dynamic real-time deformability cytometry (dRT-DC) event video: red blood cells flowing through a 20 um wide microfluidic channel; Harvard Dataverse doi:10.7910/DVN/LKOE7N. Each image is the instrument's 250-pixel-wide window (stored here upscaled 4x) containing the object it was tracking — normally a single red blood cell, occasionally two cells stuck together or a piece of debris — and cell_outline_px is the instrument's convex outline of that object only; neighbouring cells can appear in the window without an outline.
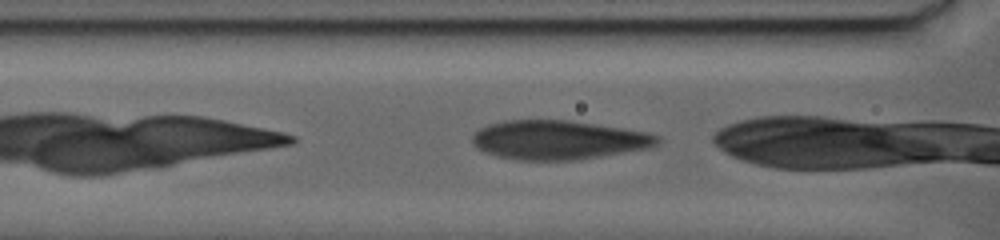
{"species": "human", "species_latin": "Homo sapiens", "temperature_condition": "warm", "stored_images_in_passage": 78, "camera_frame_rate_fps": 3000, "um_per_image_px": 0.085, "donor": {"sex": "female"}, "frame": {"image": 1, "passage_image": 9, "time_ms": 4.0, "image_size_px": [1000, 240], "cell_outline_px": [[660, 144], [652, 148], [576, 160], [516, 160], [496, 156], [484, 152], [476, 148], [472, 144], [472, 132], [488, 124], [504, 120], [572, 120], [624, 128], [648, 132], [660, 136]], "centroid_in_image_um": [47.47, 11.89], "position_along_channel_um": 119.1, "area_um2": 42.83}}
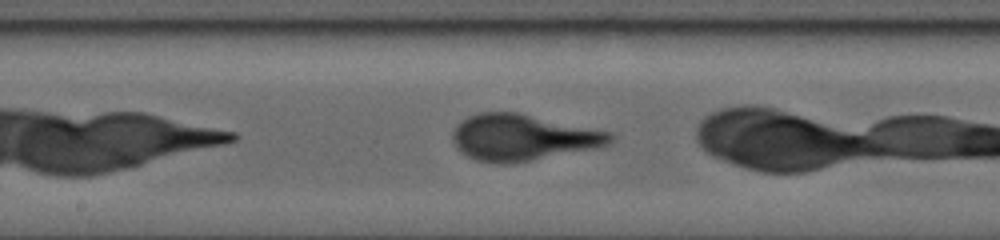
{"frame": {"image": 2, "passage_image": 30, "time_ms": 10.667, "image_size_px": [1000, 240], "cell_outline_px": [[616, 140], [612, 144], [600, 148], [512, 164], [492, 164], [476, 160], [460, 152], [456, 148], [452, 140], [452, 132], [456, 124], [460, 120], [468, 116], [480, 112], [516, 112], [616, 132]], "centroid_in_image_um": [44.5, 11.7], "position_along_channel_um": 203.7, "area_um2": 43.7}}
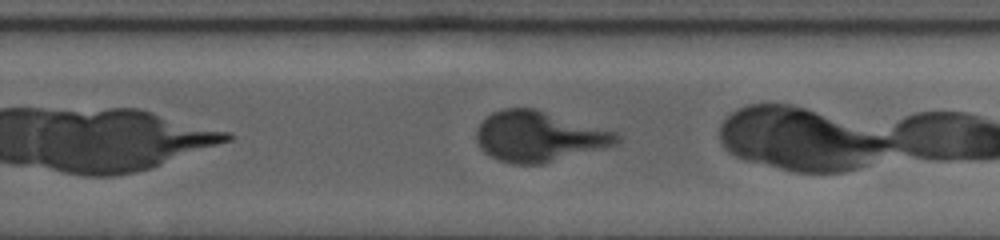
{"frame": {"image": 3, "passage_image": 56, "time_ms": 17.0, "image_size_px": [1000, 240], "cell_outline_px": [[620, 140], [616, 144], [544, 164], [512, 164], [500, 160], [484, 152], [476, 144], [476, 128], [492, 112], [504, 108], [532, 108], [616, 132], [620, 136]], "centroid_in_image_um": [45.76, 11.61], "position_along_channel_um": 284.0, "area_um2": 40.81}}